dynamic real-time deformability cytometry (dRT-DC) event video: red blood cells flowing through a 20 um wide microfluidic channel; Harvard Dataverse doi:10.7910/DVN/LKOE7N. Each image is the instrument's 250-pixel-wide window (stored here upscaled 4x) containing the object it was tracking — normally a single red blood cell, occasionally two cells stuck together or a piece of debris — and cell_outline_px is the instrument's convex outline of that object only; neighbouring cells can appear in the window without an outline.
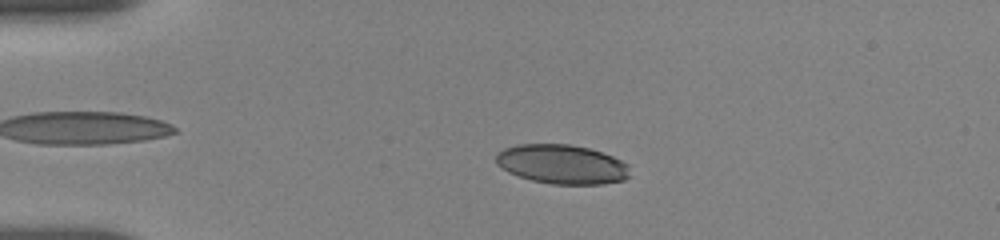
{"species": "human", "species_latin": "Homo sapiens", "temperature_condition": "room temperature", "stored_images_in_passage": 54, "camera_frame_rate_fps": 3000, "um_per_image_px": 0.085, "donor": {"sex": "female"}, "frame": {"image": 1, "passage_image": 12, "time_ms": 3.667, "image_size_px": [1000, 240], "cell_outline_px": [[628, 176], [624, 180], [604, 184], [552, 184], [532, 180], [508, 172], [496, 164], [496, 156], [504, 148], [516, 144], [568, 144], [588, 148], [612, 156], [628, 164]], "centroid_in_image_um": [47.75, 13.96], "position_along_channel_um": 37.2, "area_um2": 30.46}}
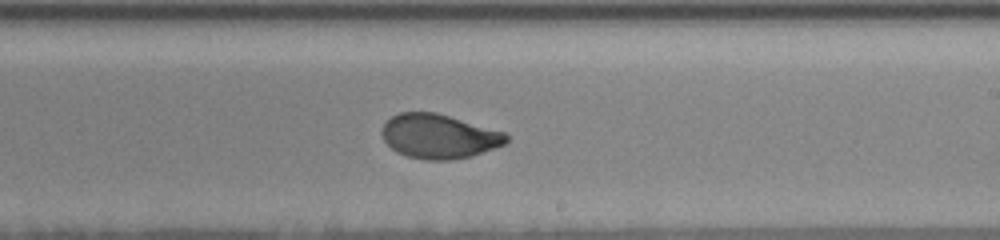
{"frame": {"image": 2, "passage_image": 33, "time_ms": 10.667, "image_size_px": [1000, 240], "cell_outline_px": [[508, 140], [504, 144], [472, 156], [452, 160], [424, 160], [408, 156], [396, 152], [384, 140], [380, 132], [384, 124], [392, 116], [400, 112], [436, 112], [504, 132], [508, 136]], "centroid_in_image_um": [37.29, 11.59], "position_along_channel_um": 251.7, "area_um2": 32.02}}
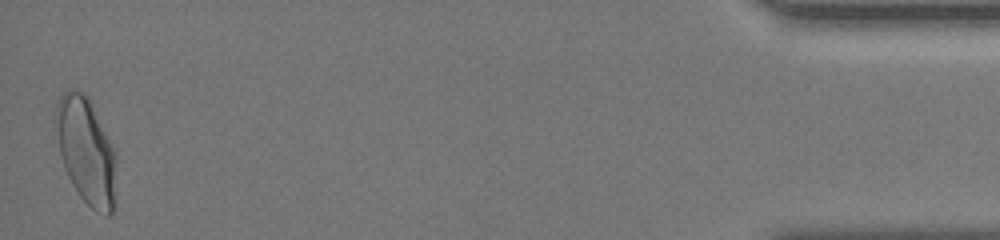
{"frame": {"image": 3, "passage_image": 54, "time_ms": 17.667, "image_size_px": [1000, 240], "cell_outline_px": [[116, 156], [112, 212], [108, 216], [104, 216], [96, 212], [80, 196], [72, 184], [64, 168], [60, 152], [56, 108], [56, 104], [60, 96], [64, 92], [72, 88], [88, 96], [116, 152]], "centroid_in_image_um": [7.34, 12.82], "position_along_channel_um": 427.9, "area_um2": 36.7}, "authors_computed_cell_mechanics": {"area_um2": 32.3102, "velocity_mm_per_s": 3.676, "shape_relaxation_time_tau1_ms": 4.7439, "shape_relaxation_time_tau2_ms": 0.77, "deformation_change_tau1": 0.175, "deformation_change_tau2": 0.0554}}